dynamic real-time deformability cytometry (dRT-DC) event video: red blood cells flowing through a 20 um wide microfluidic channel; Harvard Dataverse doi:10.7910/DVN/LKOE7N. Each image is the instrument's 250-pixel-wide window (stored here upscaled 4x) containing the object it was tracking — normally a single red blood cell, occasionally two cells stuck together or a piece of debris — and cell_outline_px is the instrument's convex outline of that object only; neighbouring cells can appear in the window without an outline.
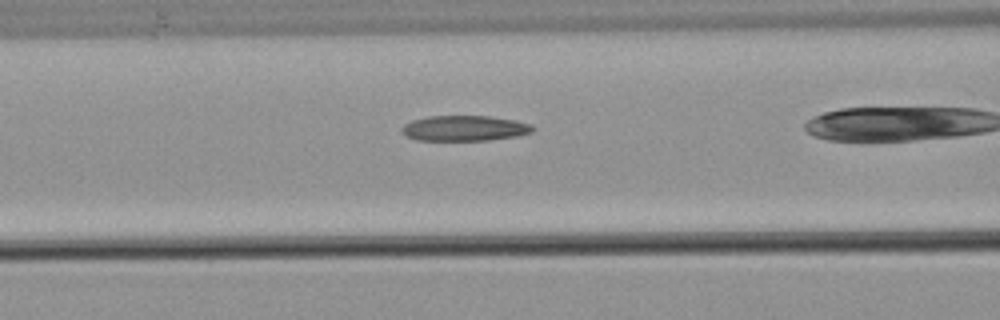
{"species": "common noctule bat (a hibernating species)", "species_latin": "Nyctalus noctula", "temperature_condition": "warm", "stored_images_in_passage": 29, "camera_frame_rate_fps": 3000, "um_per_image_px": 0.085, "animal": {"sex": "male", "body_mass_g": 21.5, "forearm_length_mm": 52.0}, "frame": {"image": 1, "passage_image": 9, "time_ms": 2.667, "image_size_px": [1000, 320], "cell_outline_px": [[536, 128], [532, 132], [516, 136], [488, 140], [416, 140], [408, 136], [400, 128], [404, 124], [412, 120], [428, 116], [488, 116], [516, 120], [532, 124]], "centroid_in_image_um": [39.52, 10.89], "position_along_channel_um": 127.1, "area_um2": 19.36}}